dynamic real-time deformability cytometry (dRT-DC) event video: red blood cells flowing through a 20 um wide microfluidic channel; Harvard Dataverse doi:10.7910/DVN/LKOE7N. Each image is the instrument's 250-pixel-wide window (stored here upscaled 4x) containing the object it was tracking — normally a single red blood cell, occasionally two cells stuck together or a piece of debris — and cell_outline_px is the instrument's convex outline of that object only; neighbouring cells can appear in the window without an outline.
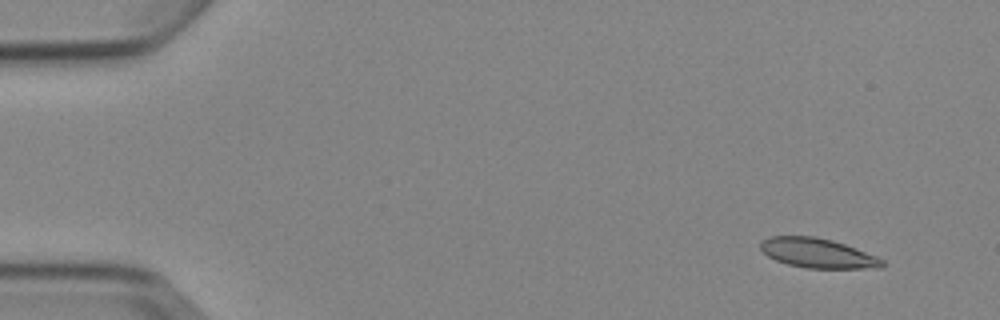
{"species": "Egyptian fruit bat (a non-hibernating species)", "species_latin": "Rousettus aegyptiacus", "temperature_condition": "cold", "stored_images_in_passage": 3, "camera_frame_rate_fps": 3000, "um_per_image_px": 0.085, "animal": {"sex": "female"}, "frame": {"image": 1, "passage_image": 1, "time_ms": 0.0, "image_size_px": [1000, 320], "cell_outline_px": [[888, 264], [884, 268], [808, 268], [788, 264], [776, 260], [768, 256], [760, 248], [760, 240], [768, 236], [816, 236], [832, 240], [844, 244], [876, 256], [884, 260]], "centroid_in_image_um": [69.52, 21.51], "position_along_channel_um": 15.5, "area_um2": 21.1}}